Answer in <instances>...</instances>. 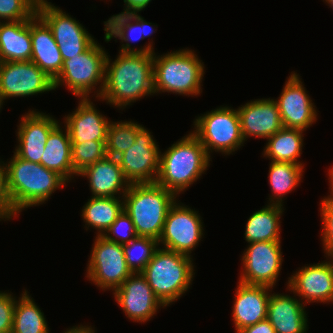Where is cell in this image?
I'll return each instance as SVG.
<instances>
[{
	"label": "cell",
	"instance_id": "9",
	"mask_svg": "<svg viewBox=\"0 0 333 333\" xmlns=\"http://www.w3.org/2000/svg\"><path fill=\"white\" fill-rule=\"evenodd\" d=\"M89 259L85 277L103 291H114L132 274L122 245L102 235H96Z\"/></svg>",
	"mask_w": 333,
	"mask_h": 333
},
{
	"label": "cell",
	"instance_id": "26",
	"mask_svg": "<svg viewBox=\"0 0 333 333\" xmlns=\"http://www.w3.org/2000/svg\"><path fill=\"white\" fill-rule=\"evenodd\" d=\"M30 19L0 22V62L31 61Z\"/></svg>",
	"mask_w": 333,
	"mask_h": 333
},
{
	"label": "cell",
	"instance_id": "2",
	"mask_svg": "<svg viewBox=\"0 0 333 333\" xmlns=\"http://www.w3.org/2000/svg\"><path fill=\"white\" fill-rule=\"evenodd\" d=\"M4 165L7 190L13 210L18 215L28 207L45 204L52 193L68 183L57 172L42 164L21 159L15 154Z\"/></svg>",
	"mask_w": 333,
	"mask_h": 333
},
{
	"label": "cell",
	"instance_id": "18",
	"mask_svg": "<svg viewBox=\"0 0 333 333\" xmlns=\"http://www.w3.org/2000/svg\"><path fill=\"white\" fill-rule=\"evenodd\" d=\"M59 124V120L43 112L34 110L22 115L17 126L18 145L14 154L21 159L41 164L45 145L50 132Z\"/></svg>",
	"mask_w": 333,
	"mask_h": 333
},
{
	"label": "cell",
	"instance_id": "36",
	"mask_svg": "<svg viewBox=\"0 0 333 333\" xmlns=\"http://www.w3.org/2000/svg\"><path fill=\"white\" fill-rule=\"evenodd\" d=\"M38 1L0 0V22L31 19L36 14Z\"/></svg>",
	"mask_w": 333,
	"mask_h": 333
},
{
	"label": "cell",
	"instance_id": "4",
	"mask_svg": "<svg viewBox=\"0 0 333 333\" xmlns=\"http://www.w3.org/2000/svg\"><path fill=\"white\" fill-rule=\"evenodd\" d=\"M177 196L157 183L130 184L123 196V211L133 224L137 236L159 240L169 208Z\"/></svg>",
	"mask_w": 333,
	"mask_h": 333
},
{
	"label": "cell",
	"instance_id": "11",
	"mask_svg": "<svg viewBox=\"0 0 333 333\" xmlns=\"http://www.w3.org/2000/svg\"><path fill=\"white\" fill-rule=\"evenodd\" d=\"M177 201L167 212L159 246L192 257V251L204 235L202 218L195 208Z\"/></svg>",
	"mask_w": 333,
	"mask_h": 333
},
{
	"label": "cell",
	"instance_id": "37",
	"mask_svg": "<svg viewBox=\"0 0 333 333\" xmlns=\"http://www.w3.org/2000/svg\"><path fill=\"white\" fill-rule=\"evenodd\" d=\"M102 236L110 241L124 245L137 237V234L130 216L123 211Z\"/></svg>",
	"mask_w": 333,
	"mask_h": 333
},
{
	"label": "cell",
	"instance_id": "43",
	"mask_svg": "<svg viewBox=\"0 0 333 333\" xmlns=\"http://www.w3.org/2000/svg\"><path fill=\"white\" fill-rule=\"evenodd\" d=\"M96 331L89 325H77L71 328H67L63 333H95Z\"/></svg>",
	"mask_w": 333,
	"mask_h": 333
},
{
	"label": "cell",
	"instance_id": "45",
	"mask_svg": "<svg viewBox=\"0 0 333 333\" xmlns=\"http://www.w3.org/2000/svg\"><path fill=\"white\" fill-rule=\"evenodd\" d=\"M325 3L329 4L328 6L331 7L333 10V0H325Z\"/></svg>",
	"mask_w": 333,
	"mask_h": 333
},
{
	"label": "cell",
	"instance_id": "3",
	"mask_svg": "<svg viewBox=\"0 0 333 333\" xmlns=\"http://www.w3.org/2000/svg\"><path fill=\"white\" fill-rule=\"evenodd\" d=\"M179 140L165 152H160V168L156 180L157 184L176 196L202 177L212 161L191 131Z\"/></svg>",
	"mask_w": 333,
	"mask_h": 333
},
{
	"label": "cell",
	"instance_id": "21",
	"mask_svg": "<svg viewBox=\"0 0 333 333\" xmlns=\"http://www.w3.org/2000/svg\"><path fill=\"white\" fill-rule=\"evenodd\" d=\"M94 106L90 98L80 99L76 110L65 115L64 126L68 130L71 144L106 141L111 120Z\"/></svg>",
	"mask_w": 333,
	"mask_h": 333
},
{
	"label": "cell",
	"instance_id": "8",
	"mask_svg": "<svg viewBox=\"0 0 333 333\" xmlns=\"http://www.w3.org/2000/svg\"><path fill=\"white\" fill-rule=\"evenodd\" d=\"M192 133L198 138L209 157L210 153L233 154L244 145L237 109L220 106L194 119Z\"/></svg>",
	"mask_w": 333,
	"mask_h": 333
},
{
	"label": "cell",
	"instance_id": "25",
	"mask_svg": "<svg viewBox=\"0 0 333 333\" xmlns=\"http://www.w3.org/2000/svg\"><path fill=\"white\" fill-rule=\"evenodd\" d=\"M30 35L31 61L55 80L61 72L63 59L51 29L37 14L30 19Z\"/></svg>",
	"mask_w": 333,
	"mask_h": 333
},
{
	"label": "cell",
	"instance_id": "7",
	"mask_svg": "<svg viewBox=\"0 0 333 333\" xmlns=\"http://www.w3.org/2000/svg\"><path fill=\"white\" fill-rule=\"evenodd\" d=\"M107 54L105 48L96 40L79 56L63 61L61 72L54 80V89L65 85L69 91L79 97L78 100L91 98L90 93L96 94L93 97L99 99L105 84Z\"/></svg>",
	"mask_w": 333,
	"mask_h": 333
},
{
	"label": "cell",
	"instance_id": "40",
	"mask_svg": "<svg viewBox=\"0 0 333 333\" xmlns=\"http://www.w3.org/2000/svg\"><path fill=\"white\" fill-rule=\"evenodd\" d=\"M18 216L13 210L11 199L7 190L6 168L4 161L0 160V221L12 220V217Z\"/></svg>",
	"mask_w": 333,
	"mask_h": 333
},
{
	"label": "cell",
	"instance_id": "27",
	"mask_svg": "<svg viewBox=\"0 0 333 333\" xmlns=\"http://www.w3.org/2000/svg\"><path fill=\"white\" fill-rule=\"evenodd\" d=\"M59 123L49 134L41 164L50 170L57 172L67 182L71 181L74 175L71 140L67 128L64 129ZM63 129V130H62Z\"/></svg>",
	"mask_w": 333,
	"mask_h": 333
},
{
	"label": "cell",
	"instance_id": "28",
	"mask_svg": "<svg viewBox=\"0 0 333 333\" xmlns=\"http://www.w3.org/2000/svg\"><path fill=\"white\" fill-rule=\"evenodd\" d=\"M284 207L267 204L255 211L247 220L244 238L248 244L262 241H281V217Z\"/></svg>",
	"mask_w": 333,
	"mask_h": 333
},
{
	"label": "cell",
	"instance_id": "35",
	"mask_svg": "<svg viewBox=\"0 0 333 333\" xmlns=\"http://www.w3.org/2000/svg\"><path fill=\"white\" fill-rule=\"evenodd\" d=\"M73 170L78 174L84 168L104 159L106 141H86L80 144H71Z\"/></svg>",
	"mask_w": 333,
	"mask_h": 333
},
{
	"label": "cell",
	"instance_id": "16",
	"mask_svg": "<svg viewBox=\"0 0 333 333\" xmlns=\"http://www.w3.org/2000/svg\"><path fill=\"white\" fill-rule=\"evenodd\" d=\"M278 107L285 128L306 131L317 121V108L295 71L287 78L281 95L273 99Z\"/></svg>",
	"mask_w": 333,
	"mask_h": 333
},
{
	"label": "cell",
	"instance_id": "30",
	"mask_svg": "<svg viewBox=\"0 0 333 333\" xmlns=\"http://www.w3.org/2000/svg\"><path fill=\"white\" fill-rule=\"evenodd\" d=\"M123 212V197H92L82 208L81 216L86 230L95 228L103 235Z\"/></svg>",
	"mask_w": 333,
	"mask_h": 333
},
{
	"label": "cell",
	"instance_id": "6",
	"mask_svg": "<svg viewBox=\"0 0 333 333\" xmlns=\"http://www.w3.org/2000/svg\"><path fill=\"white\" fill-rule=\"evenodd\" d=\"M194 271L192 257L159 247L141 274L167 307L188 291Z\"/></svg>",
	"mask_w": 333,
	"mask_h": 333
},
{
	"label": "cell",
	"instance_id": "5",
	"mask_svg": "<svg viewBox=\"0 0 333 333\" xmlns=\"http://www.w3.org/2000/svg\"><path fill=\"white\" fill-rule=\"evenodd\" d=\"M153 53V90L178 95L199 96L205 74L204 62L187 48L163 55Z\"/></svg>",
	"mask_w": 333,
	"mask_h": 333
},
{
	"label": "cell",
	"instance_id": "44",
	"mask_svg": "<svg viewBox=\"0 0 333 333\" xmlns=\"http://www.w3.org/2000/svg\"><path fill=\"white\" fill-rule=\"evenodd\" d=\"M327 175H329V178H328L329 183H330L329 184L330 185L329 189L331 190L330 195H328L327 198L333 199V166L331 168H329V171H328Z\"/></svg>",
	"mask_w": 333,
	"mask_h": 333
},
{
	"label": "cell",
	"instance_id": "33",
	"mask_svg": "<svg viewBox=\"0 0 333 333\" xmlns=\"http://www.w3.org/2000/svg\"><path fill=\"white\" fill-rule=\"evenodd\" d=\"M141 127L142 125L134 121H111L106 139L107 156L117 158L132 147Z\"/></svg>",
	"mask_w": 333,
	"mask_h": 333
},
{
	"label": "cell",
	"instance_id": "22",
	"mask_svg": "<svg viewBox=\"0 0 333 333\" xmlns=\"http://www.w3.org/2000/svg\"><path fill=\"white\" fill-rule=\"evenodd\" d=\"M272 288L238 282L232 309L236 332L267 319V307Z\"/></svg>",
	"mask_w": 333,
	"mask_h": 333
},
{
	"label": "cell",
	"instance_id": "20",
	"mask_svg": "<svg viewBox=\"0 0 333 333\" xmlns=\"http://www.w3.org/2000/svg\"><path fill=\"white\" fill-rule=\"evenodd\" d=\"M237 111L244 141L252 136L268 139L284 127L277 104L273 99L251 100L238 107Z\"/></svg>",
	"mask_w": 333,
	"mask_h": 333
},
{
	"label": "cell",
	"instance_id": "34",
	"mask_svg": "<svg viewBox=\"0 0 333 333\" xmlns=\"http://www.w3.org/2000/svg\"><path fill=\"white\" fill-rule=\"evenodd\" d=\"M122 248L131 272L141 273L159 248V242L151 237L137 236Z\"/></svg>",
	"mask_w": 333,
	"mask_h": 333
},
{
	"label": "cell",
	"instance_id": "19",
	"mask_svg": "<svg viewBox=\"0 0 333 333\" xmlns=\"http://www.w3.org/2000/svg\"><path fill=\"white\" fill-rule=\"evenodd\" d=\"M105 42L117 38L121 40L122 53H154L153 40L141 48H132L130 42H138L150 37L156 31V26L147 22L139 13H119L104 21ZM155 26V27H153ZM123 42V43H122ZM125 42V44H124Z\"/></svg>",
	"mask_w": 333,
	"mask_h": 333
},
{
	"label": "cell",
	"instance_id": "24",
	"mask_svg": "<svg viewBox=\"0 0 333 333\" xmlns=\"http://www.w3.org/2000/svg\"><path fill=\"white\" fill-rule=\"evenodd\" d=\"M305 305L297 298L284 293H270L267 320L276 333H307Z\"/></svg>",
	"mask_w": 333,
	"mask_h": 333
},
{
	"label": "cell",
	"instance_id": "1",
	"mask_svg": "<svg viewBox=\"0 0 333 333\" xmlns=\"http://www.w3.org/2000/svg\"><path fill=\"white\" fill-rule=\"evenodd\" d=\"M106 56L105 84L99 98L124 109L145 96L154 95L153 53H122L112 61Z\"/></svg>",
	"mask_w": 333,
	"mask_h": 333
},
{
	"label": "cell",
	"instance_id": "23",
	"mask_svg": "<svg viewBox=\"0 0 333 333\" xmlns=\"http://www.w3.org/2000/svg\"><path fill=\"white\" fill-rule=\"evenodd\" d=\"M79 176L89 180L92 197H123L130 186L117 159L109 156L84 168Z\"/></svg>",
	"mask_w": 333,
	"mask_h": 333
},
{
	"label": "cell",
	"instance_id": "13",
	"mask_svg": "<svg viewBox=\"0 0 333 333\" xmlns=\"http://www.w3.org/2000/svg\"><path fill=\"white\" fill-rule=\"evenodd\" d=\"M158 146L143 125L137 131L133 146L116 158L130 184L156 183L161 152Z\"/></svg>",
	"mask_w": 333,
	"mask_h": 333
},
{
	"label": "cell",
	"instance_id": "15",
	"mask_svg": "<svg viewBox=\"0 0 333 333\" xmlns=\"http://www.w3.org/2000/svg\"><path fill=\"white\" fill-rule=\"evenodd\" d=\"M327 259L331 261L309 264L288 277L287 290L298 296L303 304L333 303V258Z\"/></svg>",
	"mask_w": 333,
	"mask_h": 333
},
{
	"label": "cell",
	"instance_id": "32",
	"mask_svg": "<svg viewBox=\"0 0 333 333\" xmlns=\"http://www.w3.org/2000/svg\"><path fill=\"white\" fill-rule=\"evenodd\" d=\"M24 290L15 303L11 333H49L44 312Z\"/></svg>",
	"mask_w": 333,
	"mask_h": 333
},
{
	"label": "cell",
	"instance_id": "31",
	"mask_svg": "<svg viewBox=\"0 0 333 333\" xmlns=\"http://www.w3.org/2000/svg\"><path fill=\"white\" fill-rule=\"evenodd\" d=\"M268 180L272 195L269 204L284 205L285 195L293 191L301 182L304 166L289 162L271 161Z\"/></svg>",
	"mask_w": 333,
	"mask_h": 333
},
{
	"label": "cell",
	"instance_id": "39",
	"mask_svg": "<svg viewBox=\"0 0 333 333\" xmlns=\"http://www.w3.org/2000/svg\"><path fill=\"white\" fill-rule=\"evenodd\" d=\"M17 297L0 291V333H11Z\"/></svg>",
	"mask_w": 333,
	"mask_h": 333
},
{
	"label": "cell",
	"instance_id": "17",
	"mask_svg": "<svg viewBox=\"0 0 333 333\" xmlns=\"http://www.w3.org/2000/svg\"><path fill=\"white\" fill-rule=\"evenodd\" d=\"M113 295L118 306L133 322L150 321L159 308L166 307L154 294L141 273H132L113 291Z\"/></svg>",
	"mask_w": 333,
	"mask_h": 333
},
{
	"label": "cell",
	"instance_id": "38",
	"mask_svg": "<svg viewBox=\"0 0 333 333\" xmlns=\"http://www.w3.org/2000/svg\"><path fill=\"white\" fill-rule=\"evenodd\" d=\"M322 222L321 240L325 257L333 258V199L324 197L320 204Z\"/></svg>",
	"mask_w": 333,
	"mask_h": 333
},
{
	"label": "cell",
	"instance_id": "42",
	"mask_svg": "<svg viewBox=\"0 0 333 333\" xmlns=\"http://www.w3.org/2000/svg\"><path fill=\"white\" fill-rule=\"evenodd\" d=\"M152 0H123L125 3L122 13H139L145 9Z\"/></svg>",
	"mask_w": 333,
	"mask_h": 333
},
{
	"label": "cell",
	"instance_id": "10",
	"mask_svg": "<svg viewBox=\"0 0 333 333\" xmlns=\"http://www.w3.org/2000/svg\"><path fill=\"white\" fill-rule=\"evenodd\" d=\"M36 14L51 29L63 61L79 56L95 42L79 21L47 0L38 1Z\"/></svg>",
	"mask_w": 333,
	"mask_h": 333
},
{
	"label": "cell",
	"instance_id": "12",
	"mask_svg": "<svg viewBox=\"0 0 333 333\" xmlns=\"http://www.w3.org/2000/svg\"><path fill=\"white\" fill-rule=\"evenodd\" d=\"M241 257L243 268L239 282L272 289L276 286L283 262L281 241L250 243Z\"/></svg>",
	"mask_w": 333,
	"mask_h": 333
},
{
	"label": "cell",
	"instance_id": "29",
	"mask_svg": "<svg viewBox=\"0 0 333 333\" xmlns=\"http://www.w3.org/2000/svg\"><path fill=\"white\" fill-rule=\"evenodd\" d=\"M300 129L283 127L274 135L267 139V144L262 155L276 162H289L304 166L300 162V156L303 149V134Z\"/></svg>",
	"mask_w": 333,
	"mask_h": 333
},
{
	"label": "cell",
	"instance_id": "14",
	"mask_svg": "<svg viewBox=\"0 0 333 333\" xmlns=\"http://www.w3.org/2000/svg\"><path fill=\"white\" fill-rule=\"evenodd\" d=\"M54 89V80L32 61L0 62V104L10 97H29Z\"/></svg>",
	"mask_w": 333,
	"mask_h": 333
},
{
	"label": "cell",
	"instance_id": "41",
	"mask_svg": "<svg viewBox=\"0 0 333 333\" xmlns=\"http://www.w3.org/2000/svg\"><path fill=\"white\" fill-rule=\"evenodd\" d=\"M236 333H276L270 322L265 319L254 325H250L238 330Z\"/></svg>",
	"mask_w": 333,
	"mask_h": 333
}]
</instances>
